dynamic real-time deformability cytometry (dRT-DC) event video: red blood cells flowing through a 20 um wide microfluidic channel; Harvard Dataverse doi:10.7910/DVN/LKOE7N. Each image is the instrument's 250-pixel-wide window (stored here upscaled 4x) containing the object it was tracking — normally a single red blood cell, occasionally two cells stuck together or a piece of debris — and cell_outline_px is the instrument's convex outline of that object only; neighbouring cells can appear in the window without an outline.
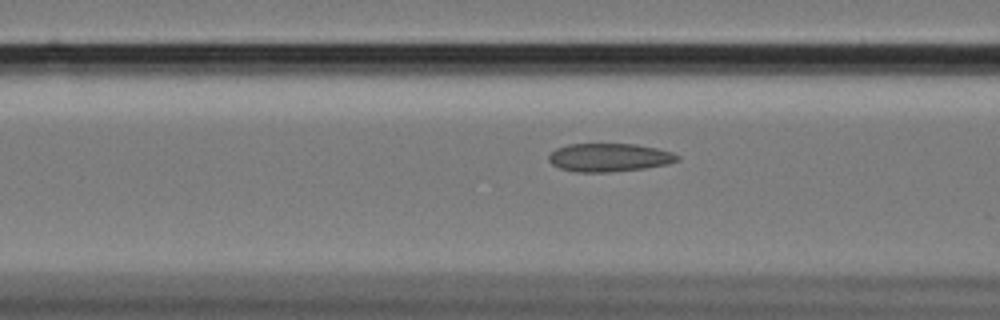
{"species": "Egyptian fruit bat (a non-hibernating species)", "species_latin": "Rousettus aegyptiacus", "temperature_condition": "cold", "stored_images_in_passage": 58, "camera_frame_rate_fps": 3000, "um_per_image_px": 0.085, "animal": {"sex": "female"}, "frame": {"image": 1, "passage_image": 23, "time_ms": 7.333, "image_size_px": [1000, 320], "cell_outline_px": [[680, 160], [668, 164], [644, 168], [608, 172], [576, 172], [560, 168], [552, 164], [548, 160], [548, 156], [556, 148], [568, 144], [636, 144], [656, 148], [672, 152], [680, 156]], "centroid_in_image_um": [51.79, 13.38], "position_along_channel_um": 114.8, "area_um2": 21.21}}
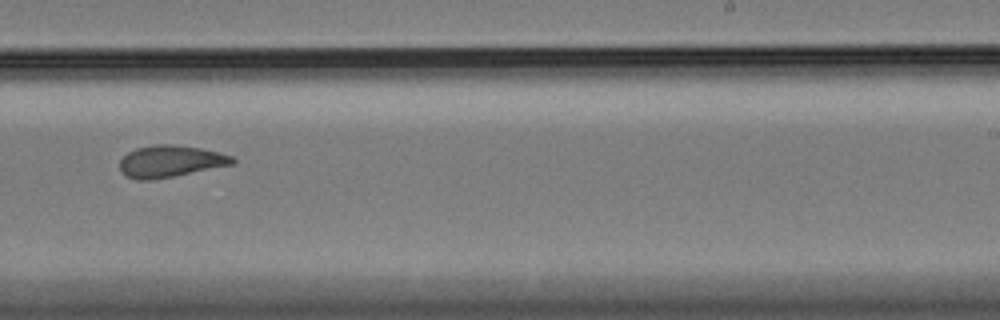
{"frame": {"image": 2, "passage_image": 37, "time_ms": 12.0, "image_size_px": [1000, 320], "cell_outline_px": [[236, 164], [152, 180], [136, 180], [124, 176], [120, 172], [120, 160], [128, 152], [136, 148], [156, 144], [172, 144], [200, 148], [220, 152], [232, 156], [236, 160]], "centroid_in_image_um": [14.48, 13.72], "position_along_channel_um": 274.5, "area_um2": 21.1}}
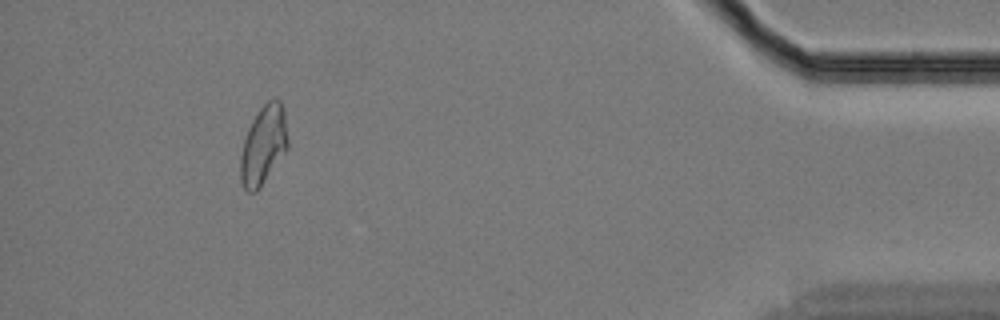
{"frame": {"image": 3, "passage_image": 54, "time_ms": 17.667, "image_size_px": [1000, 320], "cell_outline_px": [[288, 148], [256, 192], [248, 192], [244, 188], [240, 180], [240, 156], [244, 140], [248, 128], [252, 120], [260, 108], [268, 100], [280, 100], [284, 108], [288, 140]], "centroid_in_image_um": [22.39, 12.33], "position_along_channel_um": 412.8, "area_um2": 21.62}, "authors_computed_cell_mechanics": {"area_um2": 21.4727, "velocity_mm_per_s": 3.4246, "shape_relaxation_time_tau1_ms": null, "shape_relaxation_time_tau2_ms": 2.6816, "deformation_change_tau1": null, "deformation_change_tau2": 0.085}}